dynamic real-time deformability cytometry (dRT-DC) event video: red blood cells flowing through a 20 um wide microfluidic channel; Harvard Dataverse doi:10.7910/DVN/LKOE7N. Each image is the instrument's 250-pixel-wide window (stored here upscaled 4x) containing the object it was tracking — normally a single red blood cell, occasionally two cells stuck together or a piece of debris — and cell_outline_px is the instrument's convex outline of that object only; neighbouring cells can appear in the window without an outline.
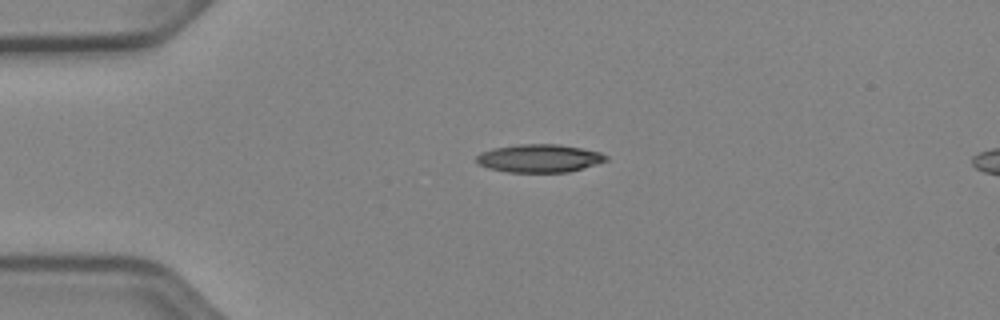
{"species": "Egyptian fruit bat (a non-hibernating species)", "species_latin": "Rousettus aegyptiacus", "temperature_condition": "cold", "stored_images_in_passage": 40, "camera_frame_rate_fps": 3000, "um_per_image_px": 0.085, "animal": {"sex": "female"}, "frame": {"image": 1, "passage_image": 1, "time_ms": 0.0, "image_size_px": [1000, 320], "cell_outline_px": [[608, 160], [596, 164], [568, 172], [508, 172], [488, 168], [476, 164], [476, 156], [480, 152], [492, 148], [520, 144], [560, 144], [600, 152], [608, 156]], "centroid_in_image_um": [45.8, 13.45], "position_along_channel_um": 39.2, "area_um2": 21.27}}
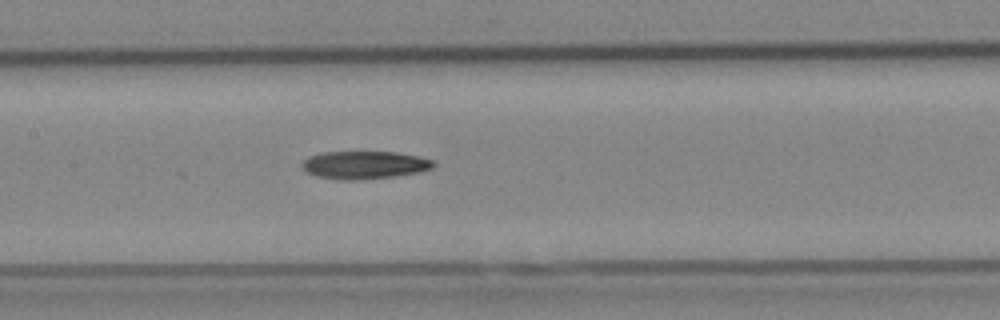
{"frame": {"image": 2, "passage_image": 14, "time_ms": 4.333, "image_size_px": [1000, 320], "cell_outline_px": [[436, 164], [432, 168], [416, 172], [392, 176], [356, 180], [344, 180], [316, 176], [308, 172], [300, 164], [308, 156], [320, 152], [396, 152], [416, 156], [432, 160]], "centroid_in_image_um": [30.93, 14.01], "position_along_channel_um": 176.5, "area_um2": 21.04}}
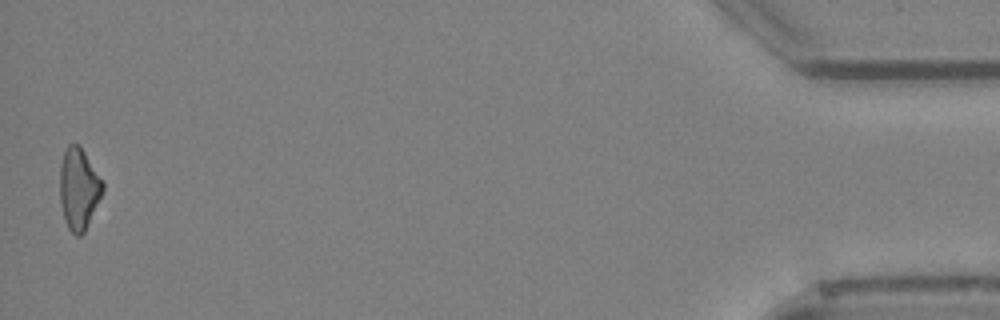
{"frame": {"image": 3, "passage_image": 40, "time_ms": 13.0, "image_size_px": [1000, 320], "cell_outline_px": [[104, 192], [84, 232], [80, 236], [76, 236], [68, 228], [64, 220], [60, 200], [60, 164], [64, 152], [68, 144], [80, 144], [104, 184]], "centroid_in_image_um": [6.69, 16.05], "position_along_channel_um": 428.5, "area_um2": 20.4}, "authors_computed_cell_mechanics": {"area_um2": 21.0103, "velocity_mm_per_s": 3.9461, "shape_relaxation_time_tau1_ms": 8.6474, "shape_relaxation_time_tau2_ms": null, "deformation_change_tau1": 0.1944, "deformation_change_tau2": null}}